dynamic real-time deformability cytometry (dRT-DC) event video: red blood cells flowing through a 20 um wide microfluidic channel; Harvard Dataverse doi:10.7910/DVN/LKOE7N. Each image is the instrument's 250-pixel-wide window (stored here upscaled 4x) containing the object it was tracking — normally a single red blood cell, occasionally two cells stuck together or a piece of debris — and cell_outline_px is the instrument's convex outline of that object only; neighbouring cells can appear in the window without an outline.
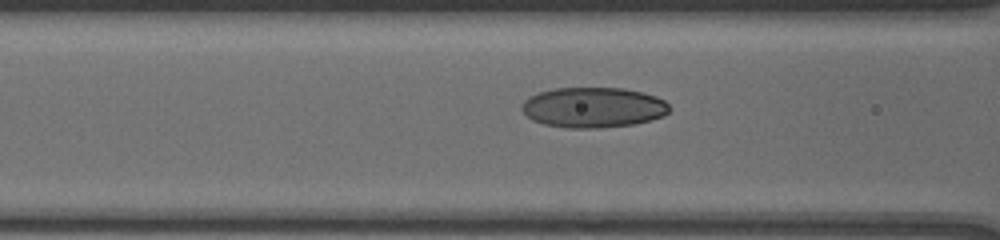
{"species": "human", "species_latin": "Homo sapiens", "temperature_condition": "cold", "stored_images_in_passage": 23, "segment_of_instrument_passage": [2, 3], "camera_frame_rate_fps": 3000, "um_per_image_px": 0.085, "donor": {"sex": "male"}, "frame": {"image": 1, "passage_image": 17, "time_ms": 6.0, "image_size_px": [1000, 240], "cell_outline_px": [[668, 112], [664, 116], [632, 124], [600, 128], [564, 128], [544, 124], [532, 120], [520, 108], [524, 100], [528, 96], [552, 88], [624, 88], [656, 96], [664, 100], [668, 104]], "centroid_in_image_um": [50.39, 9.13], "position_along_channel_um": 116.2, "area_um2": 34.68}}
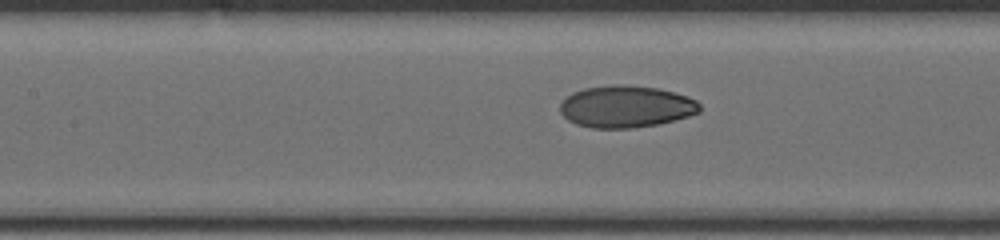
{"frame": {"image": 2, "passage_image": 20, "time_ms": 7.0, "image_size_px": [1000, 240], "cell_outline_px": [[700, 112], [688, 116], [660, 124], [632, 128], [592, 128], [576, 124], [568, 120], [560, 112], [560, 104], [572, 92], [584, 88], [612, 84], [624, 84], [656, 88], [688, 96], [696, 100], [700, 104]], "centroid_in_image_um": [53.21, 9.06], "position_along_channel_um": 154.2, "area_um2": 34.22}}